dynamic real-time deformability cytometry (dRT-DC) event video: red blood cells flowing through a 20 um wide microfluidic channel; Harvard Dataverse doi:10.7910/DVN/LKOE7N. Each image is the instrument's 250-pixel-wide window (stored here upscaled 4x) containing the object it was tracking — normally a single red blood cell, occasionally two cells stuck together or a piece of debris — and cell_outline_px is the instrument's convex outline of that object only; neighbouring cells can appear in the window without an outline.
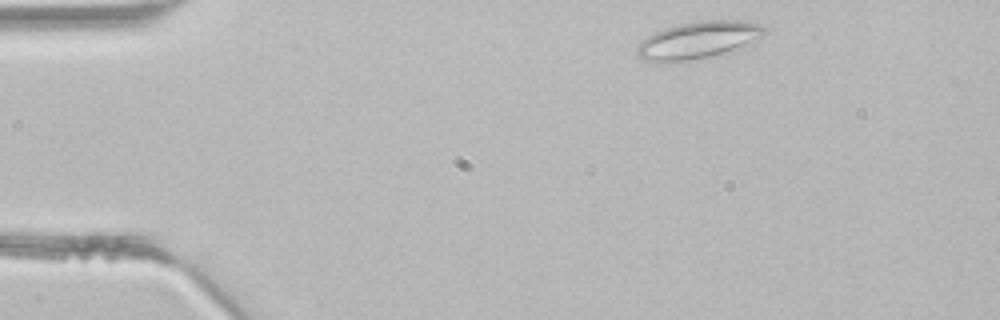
{"species": "common noctule bat (a hibernating species)", "species_latin": "Nyctalus noctula", "temperature_condition": "room temperature", "stored_images_in_passage": 3, "camera_frame_rate_fps": 3000, "um_per_image_px": 0.085, "animal": {"sex": "male", "body_mass_g": 21.5, "forearm_length_mm": 52.0}, "frame": {"image": 1, "passage_image": 1, "time_ms": 0.0, "image_size_px": [1000, 320], "cell_outline_px": [[768, 32], [764, 36], [740, 48], [708, 56], [688, 60], [640, 60], [636, 56], [636, 48], [648, 36], [664, 28], [696, 20], [744, 20], [760, 24], [768, 28]], "centroid_in_image_um": [59.43, 3.36], "position_along_channel_um": 25.6, "area_um2": 27.28}}